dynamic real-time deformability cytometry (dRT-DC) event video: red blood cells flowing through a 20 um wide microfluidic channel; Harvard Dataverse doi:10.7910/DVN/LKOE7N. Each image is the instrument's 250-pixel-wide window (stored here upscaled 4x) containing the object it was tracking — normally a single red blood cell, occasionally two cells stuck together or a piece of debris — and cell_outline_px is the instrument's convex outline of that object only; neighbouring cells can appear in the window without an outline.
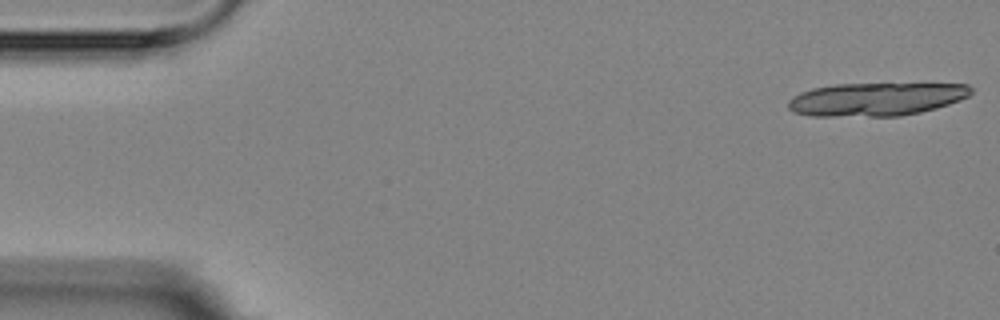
{"species": "Egyptian fruit bat (a non-hibernating species)", "species_latin": "Rousettus aegyptiacus", "temperature_condition": "room temperature", "stored_images_in_passage": 7, "camera_frame_rate_fps": 3000, "um_per_image_px": 0.085, "animal": {"sex": "female"}, "frame": {"image": 1, "passage_image": 1, "time_ms": 0.0, "image_size_px": [1000, 320], "cell_outline_px": [[972, 92], [968, 96], [960, 100], [936, 108], [920, 112], [900, 116], [812, 116], [796, 112], [788, 108], [788, 100], [792, 96], [800, 92], [812, 88], [836, 84], [968, 84], [972, 88]], "centroid_in_image_um": [74.45, 8.43], "position_along_channel_um": 10.5, "area_um2": 35.32}}
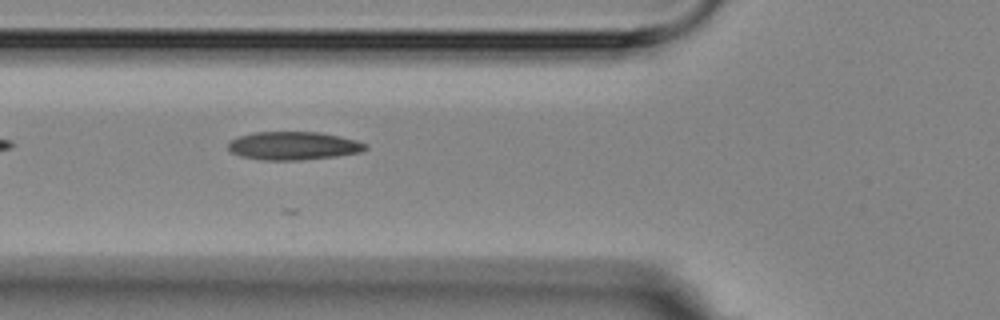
{"frame": {"image": 2, "passage_image": 5, "time_ms": 6.333, "image_size_px": [1000, 320], "cell_outline_px": [[368, 148], [360, 152], [336, 156], [300, 160], [264, 160], [240, 156], [232, 152], [228, 148], [228, 140], [252, 132], [320, 132], [340, 136], [356, 140], [368, 144]], "centroid_in_image_um": [24.94, 12.38], "position_along_channel_um": 100.9, "area_um2": 22.66}}
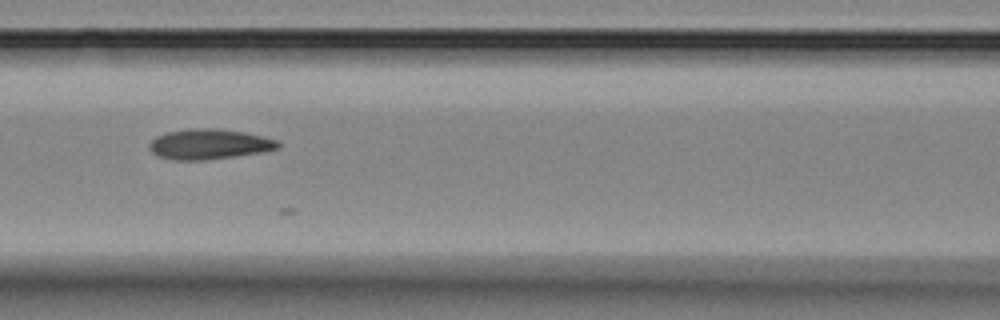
{"frame": {"image": 3, "passage_image": 6, "time_ms": 7.667, "image_size_px": [1000, 320], "cell_outline_px": [[280, 148], [260, 152], [204, 160], [172, 160], [156, 156], [148, 148], [148, 144], [156, 136], [168, 132], [188, 128], [216, 128], [244, 132], [264, 136], [276, 140], [280, 144]], "centroid_in_image_um": [17.73, 12.25], "position_along_channel_um": 148.9, "area_um2": 22.72}}